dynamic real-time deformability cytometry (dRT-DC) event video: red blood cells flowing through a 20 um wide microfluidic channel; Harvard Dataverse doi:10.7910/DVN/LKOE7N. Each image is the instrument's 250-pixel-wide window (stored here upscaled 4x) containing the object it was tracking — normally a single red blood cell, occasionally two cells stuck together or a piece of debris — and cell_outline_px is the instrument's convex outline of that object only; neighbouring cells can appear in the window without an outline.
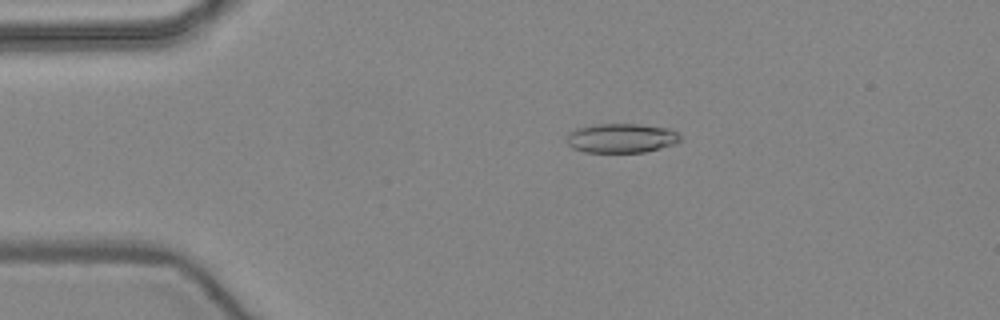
{"species": "common noctule bat (a hibernating species)", "species_latin": "Nyctalus noctula", "temperature_condition": "warm", "stored_images_in_passage": 52, "camera_frame_rate_fps": 3000, "um_per_image_px": 0.085, "animal": {"sex": "female", "body_mass_g": 24.6, "forearm_length_mm": 56.2}, "frame": {"image": 1, "passage_image": 11, "time_ms": 3.333, "image_size_px": [1000, 320], "cell_outline_px": [[680, 140], [672, 144], [660, 148], [644, 152], [584, 152], [572, 148], [564, 140], [568, 132], [576, 128], [596, 124], [640, 124], [668, 128], [676, 132], [680, 136]], "centroid_in_image_um": [52.74, 11.74], "position_along_channel_um": 32.3, "area_um2": 19.48}}
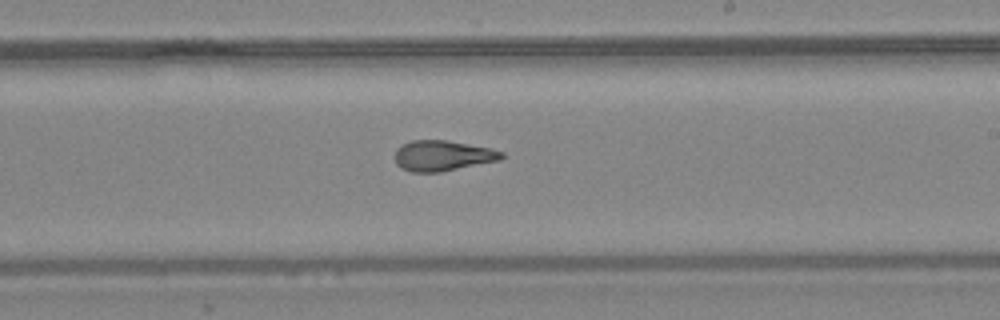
{"frame": {"image": 2, "passage_image": 31, "time_ms": 10.0, "image_size_px": [1000, 320], "cell_outline_px": [[504, 156], [500, 160], [440, 172], [412, 172], [400, 168], [396, 164], [396, 148], [400, 144], [412, 140], [448, 140], [492, 148], [504, 152]], "centroid_in_image_um": [37.62, 13.22], "position_along_channel_um": 251.4, "area_um2": 19.13}}
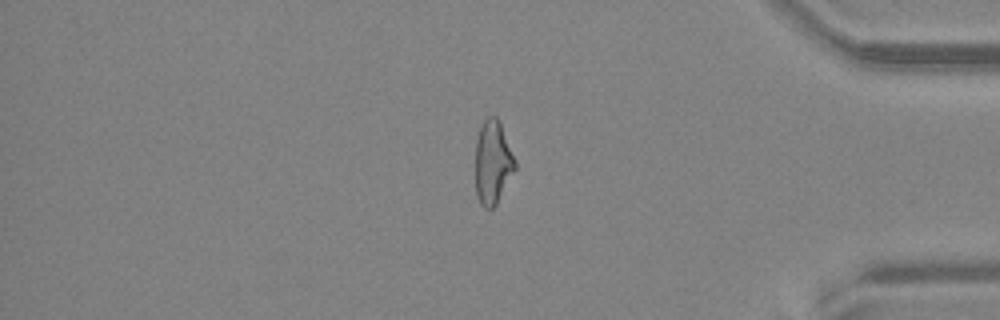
{"frame": {"image": 3, "passage_image": 44, "time_ms": 14.333, "image_size_px": [1000, 320], "cell_outline_px": [[516, 168], [496, 204], [492, 208], [484, 208], [480, 204], [476, 196], [476, 140], [480, 128], [484, 120], [488, 116], [496, 116], [500, 120], [516, 160]], "centroid_in_image_um": [41.89, 13.78], "position_along_channel_um": 393.3, "area_um2": 19.42}, "authors_computed_cell_mechanics": {"area_um2": 19.7676, "velocity_mm_per_s": 3.9738, "shape_relaxation_time_tau1_ms": null, "shape_relaxation_time_tau2_ms": 1.3142, "deformation_change_tau1": null, "deformation_change_tau2": 0.0944}}